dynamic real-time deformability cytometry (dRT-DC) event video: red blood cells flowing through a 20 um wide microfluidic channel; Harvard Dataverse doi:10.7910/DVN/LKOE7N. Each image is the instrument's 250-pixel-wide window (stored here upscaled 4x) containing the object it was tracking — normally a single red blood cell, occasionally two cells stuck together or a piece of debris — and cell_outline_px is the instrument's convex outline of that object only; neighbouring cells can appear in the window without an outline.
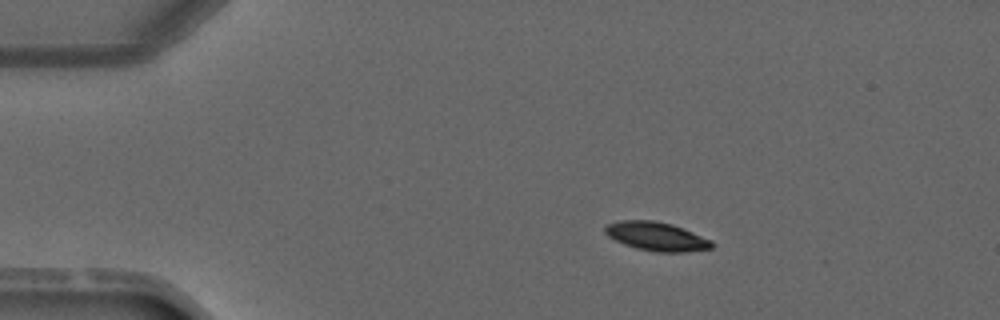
{"species": "common noctule bat (a hibernating species)", "species_latin": "Nyctalus noctula", "temperature_condition": "warm", "stored_images_in_passage": 2, "camera_frame_rate_fps": 3000, "um_per_image_px": 0.085, "animal": {"sex": "male", "forearm_length_mm": 52.5}, "frame": {"image": 1, "passage_image": 1, "time_ms": 0.0, "image_size_px": [1000, 320], "cell_outline_px": [[716, 244], [712, 248], [684, 252], [656, 252], [636, 248], [624, 244], [608, 236], [604, 232], [604, 228], [608, 224], [620, 220], [656, 220], [672, 224], [712, 240]], "centroid_in_image_um": [55.82, 20.09], "position_along_channel_um": 29.2, "area_um2": 17.92}}